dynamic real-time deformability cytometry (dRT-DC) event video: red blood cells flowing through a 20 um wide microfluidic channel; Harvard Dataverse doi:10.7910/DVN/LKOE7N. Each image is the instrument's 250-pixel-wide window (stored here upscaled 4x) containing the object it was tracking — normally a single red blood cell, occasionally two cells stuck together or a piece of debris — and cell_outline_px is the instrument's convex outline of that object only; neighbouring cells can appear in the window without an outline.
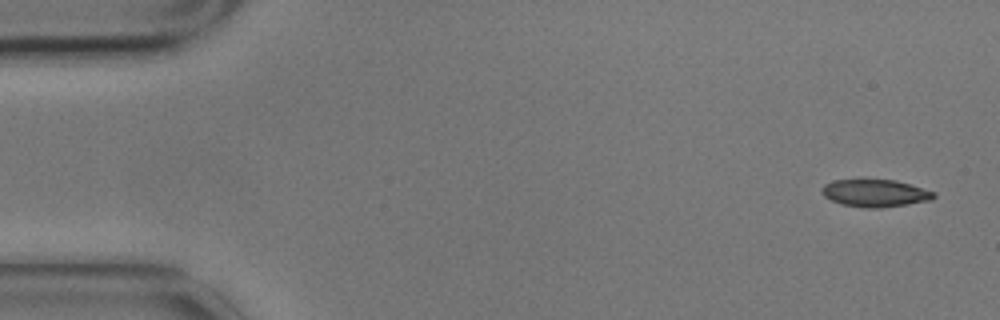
{"species": "common noctule bat (a hibernating species)", "species_latin": "Nyctalus noctula", "temperature_condition": "cold", "stored_images_in_passage": 4, "camera_frame_rate_fps": 3000, "um_per_image_px": 0.085, "animal": {"sex": "male", "body_mass_g": 17.9}, "frame": {"image": 1, "passage_image": 1, "time_ms": 0.0, "image_size_px": [1000, 320], "cell_outline_px": [[936, 196], [932, 200], [908, 204], [880, 208], [864, 208], [840, 204], [824, 196], [820, 192], [820, 188], [824, 184], [832, 180], [896, 180], [936, 192]], "centroid_in_image_um": [74.37, 16.42], "position_along_channel_um": 10.6, "area_um2": 18.03}}
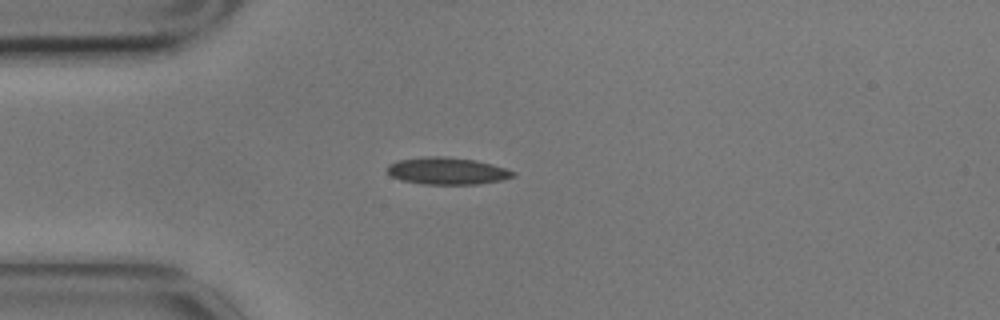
{"frame": {"image": 2, "passage_image": 4, "time_ms": 1.0, "image_size_px": [1000, 320], "cell_outline_px": [[516, 176], [504, 180], [480, 184], [424, 184], [400, 180], [392, 176], [388, 172], [388, 164], [400, 160], [424, 156], [444, 156], [476, 160], [492, 164], [516, 172]], "centroid_in_image_um": [38.05, 14.53], "position_along_channel_um": 47.0, "area_um2": 19.94}}